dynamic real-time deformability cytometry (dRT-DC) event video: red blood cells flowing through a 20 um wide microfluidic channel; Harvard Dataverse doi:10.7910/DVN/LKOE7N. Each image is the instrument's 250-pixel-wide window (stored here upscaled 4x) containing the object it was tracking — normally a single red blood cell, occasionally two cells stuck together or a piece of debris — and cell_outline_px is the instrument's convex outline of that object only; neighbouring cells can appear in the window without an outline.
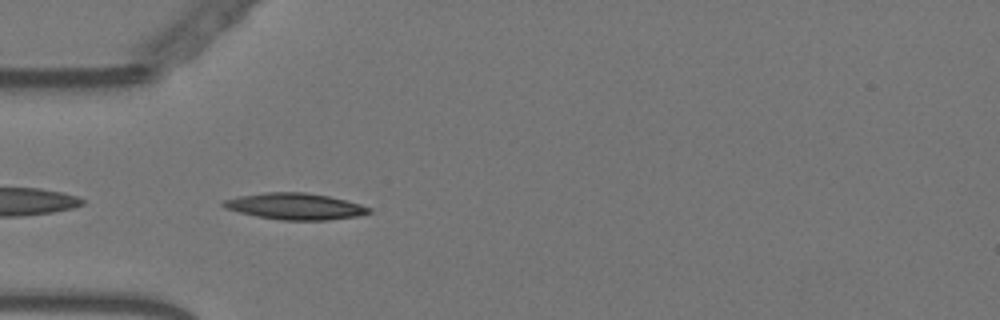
{"species": "Egyptian fruit bat (a non-hibernating species)", "species_latin": "Rousettus aegyptiacus", "temperature_condition": "warm", "stored_images_in_passage": 41, "camera_frame_rate_fps": 3000, "um_per_image_px": 0.085, "animal": {"sex": "female"}, "frame": {"image": 1, "passage_image": 2, "time_ms": 0.333, "image_size_px": [1000, 320], "cell_outline_px": [[372, 212], [360, 216], [328, 220], [280, 220], [256, 216], [224, 208], [220, 204], [224, 200], [240, 196], [264, 192], [304, 192], [328, 196], [360, 204], [372, 208]], "centroid_in_image_um": [25.1, 17.54], "position_along_channel_um": 59.9, "area_um2": 22.43}}
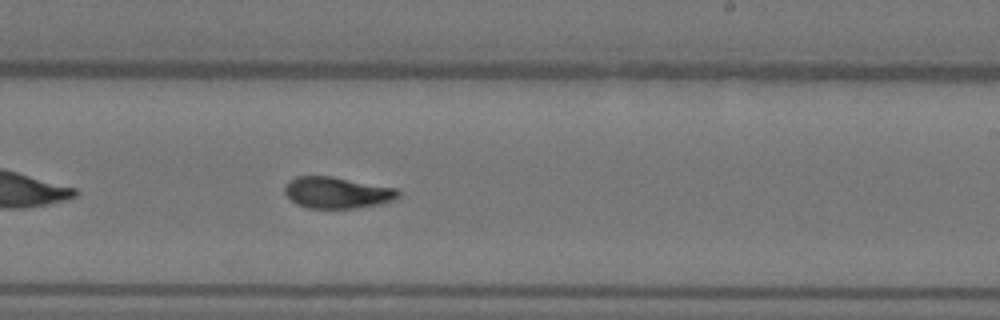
{"frame": {"image": 2, "passage_image": 19, "time_ms": 6.0, "image_size_px": [1000, 320], "cell_outline_px": [[400, 196], [392, 200], [380, 204], [356, 208], [308, 208], [296, 204], [284, 192], [284, 184], [288, 180], [296, 176], [332, 176], [396, 188], [400, 192]], "centroid_in_image_um": [28.62, 16.37], "position_along_channel_um": 260.4, "area_um2": 20.87}}
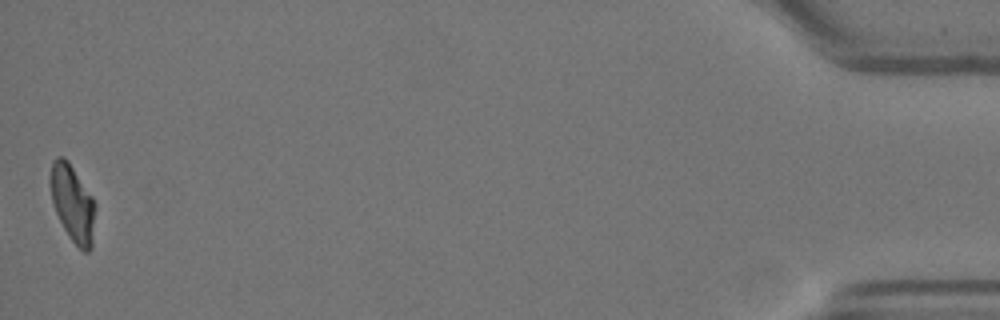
{"frame": {"image": 3, "passage_image": 41, "time_ms": 13.333, "image_size_px": [1000, 320], "cell_outline_px": [[96, 208], [92, 248], [88, 252], [84, 252], [68, 236], [56, 212], [52, 200], [48, 180], [52, 160], [56, 156], [64, 156], [68, 160], [92, 196], [96, 204]], "centroid_in_image_um": [6.17, 17.25], "position_along_channel_um": 429.0, "area_um2": 20.46}, "authors_computed_cell_mechanics": {"area_um2": 21.097, "velocity_mm_per_s": 3.5801, "shape_relaxation_time_tau1_ms": 6.6869, "shape_relaxation_time_tau2_ms": 2.2069, "deformation_change_tau1": 0.2087, "deformation_change_tau2": 0.0818}}